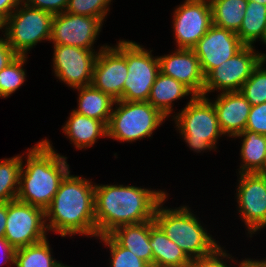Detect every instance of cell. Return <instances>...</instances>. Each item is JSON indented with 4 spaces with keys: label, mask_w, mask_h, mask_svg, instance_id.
<instances>
[{
    "label": "cell",
    "mask_w": 266,
    "mask_h": 267,
    "mask_svg": "<svg viewBox=\"0 0 266 267\" xmlns=\"http://www.w3.org/2000/svg\"><path fill=\"white\" fill-rule=\"evenodd\" d=\"M167 196L162 190L136 186L95 184V224L97 237L116 228L154 220L158 204Z\"/></svg>",
    "instance_id": "cell-1"
},
{
    "label": "cell",
    "mask_w": 266,
    "mask_h": 267,
    "mask_svg": "<svg viewBox=\"0 0 266 267\" xmlns=\"http://www.w3.org/2000/svg\"><path fill=\"white\" fill-rule=\"evenodd\" d=\"M94 199L95 184L69 172L45 210L47 230L61 237L77 234L97 237Z\"/></svg>",
    "instance_id": "cell-2"
},
{
    "label": "cell",
    "mask_w": 266,
    "mask_h": 267,
    "mask_svg": "<svg viewBox=\"0 0 266 267\" xmlns=\"http://www.w3.org/2000/svg\"><path fill=\"white\" fill-rule=\"evenodd\" d=\"M47 139L28 149L20 172L17 200L46 210L61 181L70 172L67 157L61 156Z\"/></svg>",
    "instance_id": "cell-3"
},
{
    "label": "cell",
    "mask_w": 266,
    "mask_h": 267,
    "mask_svg": "<svg viewBox=\"0 0 266 267\" xmlns=\"http://www.w3.org/2000/svg\"><path fill=\"white\" fill-rule=\"evenodd\" d=\"M167 197L168 195L158 204L154 221L190 259L211 254L220 246L188 206L164 208L163 203Z\"/></svg>",
    "instance_id": "cell-4"
},
{
    "label": "cell",
    "mask_w": 266,
    "mask_h": 267,
    "mask_svg": "<svg viewBox=\"0 0 266 267\" xmlns=\"http://www.w3.org/2000/svg\"><path fill=\"white\" fill-rule=\"evenodd\" d=\"M175 115L176 128L191 150L201 153L216 148L218 137L223 134L208 95L191 96L185 108Z\"/></svg>",
    "instance_id": "cell-5"
},
{
    "label": "cell",
    "mask_w": 266,
    "mask_h": 267,
    "mask_svg": "<svg viewBox=\"0 0 266 267\" xmlns=\"http://www.w3.org/2000/svg\"><path fill=\"white\" fill-rule=\"evenodd\" d=\"M114 105L116 108H113L107 125V137L119 142L131 143L151 137L153 131L168 118L148 101L116 100Z\"/></svg>",
    "instance_id": "cell-6"
},
{
    "label": "cell",
    "mask_w": 266,
    "mask_h": 267,
    "mask_svg": "<svg viewBox=\"0 0 266 267\" xmlns=\"http://www.w3.org/2000/svg\"><path fill=\"white\" fill-rule=\"evenodd\" d=\"M21 4V5H20ZM1 25L8 44L18 55H25L42 40L50 41L53 14L30 7L23 0Z\"/></svg>",
    "instance_id": "cell-7"
},
{
    "label": "cell",
    "mask_w": 266,
    "mask_h": 267,
    "mask_svg": "<svg viewBox=\"0 0 266 267\" xmlns=\"http://www.w3.org/2000/svg\"><path fill=\"white\" fill-rule=\"evenodd\" d=\"M115 47L125 56L128 77L124 83V92L119 100L148 101L151 88L159 71L158 56L152 50H146L133 41L119 40Z\"/></svg>",
    "instance_id": "cell-8"
},
{
    "label": "cell",
    "mask_w": 266,
    "mask_h": 267,
    "mask_svg": "<svg viewBox=\"0 0 266 267\" xmlns=\"http://www.w3.org/2000/svg\"><path fill=\"white\" fill-rule=\"evenodd\" d=\"M47 231L45 210L17 199L7 202L4 238L15 249L45 240Z\"/></svg>",
    "instance_id": "cell-9"
},
{
    "label": "cell",
    "mask_w": 266,
    "mask_h": 267,
    "mask_svg": "<svg viewBox=\"0 0 266 267\" xmlns=\"http://www.w3.org/2000/svg\"><path fill=\"white\" fill-rule=\"evenodd\" d=\"M254 49L253 45L245 46L235 56L212 69L205 76L203 96L215 90H221V93L240 91L253 69L266 57V54Z\"/></svg>",
    "instance_id": "cell-10"
},
{
    "label": "cell",
    "mask_w": 266,
    "mask_h": 267,
    "mask_svg": "<svg viewBox=\"0 0 266 267\" xmlns=\"http://www.w3.org/2000/svg\"><path fill=\"white\" fill-rule=\"evenodd\" d=\"M173 14L178 49H192L213 25L210 0H185Z\"/></svg>",
    "instance_id": "cell-11"
},
{
    "label": "cell",
    "mask_w": 266,
    "mask_h": 267,
    "mask_svg": "<svg viewBox=\"0 0 266 267\" xmlns=\"http://www.w3.org/2000/svg\"><path fill=\"white\" fill-rule=\"evenodd\" d=\"M237 188L238 212L247 226L248 234L266 227V174L239 173Z\"/></svg>",
    "instance_id": "cell-12"
},
{
    "label": "cell",
    "mask_w": 266,
    "mask_h": 267,
    "mask_svg": "<svg viewBox=\"0 0 266 267\" xmlns=\"http://www.w3.org/2000/svg\"><path fill=\"white\" fill-rule=\"evenodd\" d=\"M54 75L68 87L89 86L99 51L67 45H53Z\"/></svg>",
    "instance_id": "cell-13"
},
{
    "label": "cell",
    "mask_w": 266,
    "mask_h": 267,
    "mask_svg": "<svg viewBox=\"0 0 266 267\" xmlns=\"http://www.w3.org/2000/svg\"><path fill=\"white\" fill-rule=\"evenodd\" d=\"M103 22L99 18L63 12L53 16L51 38L54 45L93 50Z\"/></svg>",
    "instance_id": "cell-14"
},
{
    "label": "cell",
    "mask_w": 266,
    "mask_h": 267,
    "mask_svg": "<svg viewBox=\"0 0 266 267\" xmlns=\"http://www.w3.org/2000/svg\"><path fill=\"white\" fill-rule=\"evenodd\" d=\"M244 47L235 32L212 25L192 50L198 57L202 72L206 76Z\"/></svg>",
    "instance_id": "cell-15"
},
{
    "label": "cell",
    "mask_w": 266,
    "mask_h": 267,
    "mask_svg": "<svg viewBox=\"0 0 266 267\" xmlns=\"http://www.w3.org/2000/svg\"><path fill=\"white\" fill-rule=\"evenodd\" d=\"M127 77L125 56L115 46H101L95 61L91 85L114 100H119L123 95Z\"/></svg>",
    "instance_id": "cell-16"
},
{
    "label": "cell",
    "mask_w": 266,
    "mask_h": 267,
    "mask_svg": "<svg viewBox=\"0 0 266 267\" xmlns=\"http://www.w3.org/2000/svg\"><path fill=\"white\" fill-rule=\"evenodd\" d=\"M159 71L183 83L194 95H203L205 76L200 61L192 49H176L159 56Z\"/></svg>",
    "instance_id": "cell-17"
},
{
    "label": "cell",
    "mask_w": 266,
    "mask_h": 267,
    "mask_svg": "<svg viewBox=\"0 0 266 267\" xmlns=\"http://www.w3.org/2000/svg\"><path fill=\"white\" fill-rule=\"evenodd\" d=\"M212 102L220 130L228 137H236L245 131L251 104L240 91L220 93Z\"/></svg>",
    "instance_id": "cell-18"
},
{
    "label": "cell",
    "mask_w": 266,
    "mask_h": 267,
    "mask_svg": "<svg viewBox=\"0 0 266 267\" xmlns=\"http://www.w3.org/2000/svg\"><path fill=\"white\" fill-rule=\"evenodd\" d=\"M150 245L153 267H188L191 259L166 236L154 220H150Z\"/></svg>",
    "instance_id": "cell-19"
},
{
    "label": "cell",
    "mask_w": 266,
    "mask_h": 267,
    "mask_svg": "<svg viewBox=\"0 0 266 267\" xmlns=\"http://www.w3.org/2000/svg\"><path fill=\"white\" fill-rule=\"evenodd\" d=\"M62 129L77 149L91 147L99 137H107V126L102 121L89 118L74 110Z\"/></svg>",
    "instance_id": "cell-20"
},
{
    "label": "cell",
    "mask_w": 266,
    "mask_h": 267,
    "mask_svg": "<svg viewBox=\"0 0 266 267\" xmlns=\"http://www.w3.org/2000/svg\"><path fill=\"white\" fill-rule=\"evenodd\" d=\"M110 235L124 248L153 267V253L150 245V220L137 224L123 225Z\"/></svg>",
    "instance_id": "cell-21"
},
{
    "label": "cell",
    "mask_w": 266,
    "mask_h": 267,
    "mask_svg": "<svg viewBox=\"0 0 266 267\" xmlns=\"http://www.w3.org/2000/svg\"><path fill=\"white\" fill-rule=\"evenodd\" d=\"M190 94L195 96L183 83L159 72L151 88L148 102L167 117L172 114V102Z\"/></svg>",
    "instance_id": "cell-22"
},
{
    "label": "cell",
    "mask_w": 266,
    "mask_h": 267,
    "mask_svg": "<svg viewBox=\"0 0 266 267\" xmlns=\"http://www.w3.org/2000/svg\"><path fill=\"white\" fill-rule=\"evenodd\" d=\"M74 89L80 92L78 107L74 111L89 118L102 121L107 126L116 100L92 85Z\"/></svg>",
    "instance_id": "cell-23"
},
{
    "label": "cell",
    "mask_w": 266,
    "mask_h": 267,
    "mask_svg": "<svg viewBox=\"0 0 266 267\" xmlns=\"http://www.w3.org/2000/svg\"><path fill=\"white\" fill-rule=\"evenodd\" d=\"M242 137L240 157L242 163L239 173H262L264 174V164L266 158V135L245 130L235 138Z\"/></svg>",
    "instance_id": "cell-24"
},
{
    "label": "cell",
    "mask_w": 266,
    "mask_h": 267,
    "mask_svg": "<svg viewBox=\"0 0 266 267\" xmlns=\"http://www.w3.org/2000/svg\"><path fill=\"white\" fill-rule=\"evenodd\" d=\"M213 25L237 33L241 27L247 0H210Z\"/></svg>",
    "instance_id": "cell-25"
},
{
    "label": "cell",
    "mask_w": 266,
    "mask_h": 267,
    "mask_svg": "<svg viewBox=\"0 0 266 267\" xmlns=\"http://www.w3.org/2000/svg\"><path fill=\"white\" fill-rule=\"evenodd\" d=\"M266 30V5L248 1L245 15L239 31L236 33L245 46H252L254 42L264 38Z\"/></svg>",
    "instance_id": "cell-26"
},
{
    "label": "cell",
    "mask_w": 266,
    "mask_h": 267,
    "mask_svg": "<svg viewBox=\"0 0 266 267\" xmlns=\"http://www.w3.org/2000/svg\"><path fill=\"white\" fill-rule=\"evenodd\" d=\"M49 241L45 240L16 249V267H60L61 262L52 257Z\"/></svg>",
    "instance_id": "cell-27"
},
{
    "label": "cell",
    "mask_w": 266,
    "mask_h": 267,
    "mask_svg": "<svg viewBox=\"0 0 266 267\" xmlns=\"http://www.w3.org/2000/svg\"><path fill=\"white\" fill-rule=\"evenodd\" d=\"M23 156L0 159V203L17 198Z\"/></svg>",
    "instance_id": "cell-28"
},
{
    "label": "cell",
    "mask_w": 266,
    "mask_h": 267,
    "mask_svg": "<svg viewBox=\"0 0 266 267\" xmlns=\"http://www.w3.org/2000/svg\"><path fill=\"white\" fill-rule=\"evenodd\" d=\"M27 55H18L0 72V96L8 98L24 84L26 71L23 69Z\"/></svg>",
    "instance_id": "cell-29"
},
{
    "label": "cell",
    "mask_w": 266,
    "mask_h": 267,
    "mask_svg": "<svg viewBox=\"0 0 266 267\" xmlns=\"http://www.w3.org/2000/svg\"><path fill=\"white\" fill-rule=\"evenodd\" d=\"M266 57L253 69L250 78L243 84L240 92L251 106L266 102Z\"/></svg>",
    "instance_id": "cell-30"
},
{
    "label": "cell",
    "mask_w": 266,
    "mask_h": 267,
    "mask_svg": "<svg viewBox=\"0 0 266 267\" xmlns=\"http://www.w3.org/2000/svg\"><path fill=\"white\" fill-rule=\"evenodd\" d=\"M99 239L109 247L111 253L110 267H151L147 262L122 247L110 234Z\"/></svg>",
    "instance_id": "cell-31"
},
{
    "label": "cell",
    "mask_w": 266,
    "mask_h": 267,
    "mask_svg": "<svg viewBox=\"0 0 266 267\" xmlns=\"http://www.w3.org/2000/svg\"><path fill=\"white\" fill-rule=\"evenodd\" d=\"M112 0H69L65 12L99 18L102 22L107 17Z\"/></svg>",
    "instance_id": "cell-32"
},
{
    "label": "cell",
    "mask_w": 266,
    "mask_h": 267,
    "mask_svg": "<svg viewBox=\"0 0 266 267\" xmlns=\"http://www.w3.org/2000/svg\"><path fill=\"white\" fill-rule=\"evenodd\" d=\"M229 254L226 253L224 249L219 246L216 248L211 254L192 258L188 267H231L224 262L223 259H231L232 262L235 260L228 256Z\"/></svg>",
    "instance_id": "cell-33"
},
{
    "label": "cell",
    "mask_w": 266,
    "mask_h": 267,
    "mask_svg": "<svg viewBox=\"0 0 266 267\" xmlns=\"http://www.w3.org/2000/svg\"><path fill=\"white\" fill-rule=\"evenodd\" d=\"M245 130L266 135V102L251 106Z\"/></svg>",
    "instance_id": "cell-34"
},
{
    "label": "cell",
    "mask_w": 266,
    "mask_h": 267,
    "mask_svg": "<svg viewBox=\"0 0 266 267\" xmlns=\"http://www.w3.org/2000/svg\"><path fill=\"white\" fill-rule=\"evenodd\" d=\"M30 7L47 11L53 15L66 11L69 0H23Z\"/></svg>",
    "instance_id": "cell-35"
},
{
    "label": "cell",
    "mask_w": 266,
    "mask_h": 267,
    "mask_svg": "<svg viewBox=\"0 0 266 267\" xmlns=\"http://www.w3.org/2000/svg\"><path fill=\"white\" fill-rule=\"evenodd\" d=\"M17 56L18 54L8 44L6 37H0V72Z\"/></svg>",
    "instance_id": "cell-36"
},
{
    "label": "cell",
    "mask_w": 266,
    "mask_h": 267,
    "mask_svg": "<svg viewBox=\"0 0 266 267\" xmlns=\"http://www.w3.org/2000/svg\"><path fill=\"white\" fill-rule=\"evenodd\" d=\"M15 253L16 249L4 237L0 238V258H3L0 265L3 262L5 264L11 262L15 265Z\"/></svg>",
    "instance_id": "cell-37"
},
{
    "label": "cell",
    "mask_w": 266,
    "mask_h": 267,
    "mask_svg": "<svg viewBox=\"0 0 266 267\" xmlns=\"http://www.w3.org/2000/svg\"><path fill=\"white\" fill-rule=\"evenodd\" d=\"M22 0H0V24L2 25Z\"/></svg>",
    "instance_id": "cell-38"
},
{
    "label": "cell",
    "mask_w": 266,
    "mask_h": 267,
    "mask_svg": "<svg viewBox=\"0 0 266 267\" xmlns=\"http://www.w3.org/2000/svg\"><path fill=\"white\" fill-rule=\"evenodd\" d=\"M7 202L0 203V238H3L6 230Z\"/></svg>",
    "instance_id": "cell-39"
},
{
    "label": "cell",
    "mask_w": 266,
    "mask_h": 267,
    "mask_svg": "<svg viewBox=\"0 0 266 267\" xmlns=\"http://www.w3.org/2000/svg\"><path fill=\"white\" fill-rule=\"evenodd\" d=\"M239 267H266V260L244 259L239 262Z\"/></svg>",
    "instance_id": "cell-40"
},
{
    "label": "cell",
    "mask_w": 266,
    "mask_h": 267,
    "mask_svg": "<svg viewBox=\"0 0 266 267\" xmlns=\"http://www.w3.org/2000/svg\"><path fill=\"white\" fill-rule=\"evenodd\" d=\"M247 1L258 2V3H261L263 5H266V0H247Z\"/></svg>",
    "instance_id": "cell-41"
},
{
    "label": "cell",
    "mask_w": 266,
    "mask_h": 267,
    "mask_svg": "<svg viewBox=\"0 0 266 267\" xmlns=\"http://www.w3.org/2000/svg\"><path fill=\"white\" fill-rule=\"evenodd\" d=\"M262 42L265 43V45H266V30H265L264 38L262 39Z\"/></svg>",
    "instance_id": "cell-42"
},
{
    "label": "cell",
    "mask_w": 266,
    "mask_h": 267,
    "mask_svg": "<svg viewBox=\"0 0 266 267\" xmlns=\"http://www.w3.org/2000/svg\"><path fill=\"white\" fill-rule=\"evenodd\" d=\"M264 174H266V158H265V164H264Z\"/></svg>",
    "instance_id": "cell-43"
},
{
    "label": "cell",
    "mask_w": 266,
    "mask_h": 267,
    "mask_svg": "<svg viewBox=\"0 0 266 267\" xmlns=\"http://www.w3.org/2000/svg\"><path fill=\"white\" fill-rule=\"evenodd\" d=\"M60 267H70V266H66L64 265L63 263H61V266ZM72 267V266H71Z\"/></svg>",
    "instance_id": "cell-44"
}]
</instances>
